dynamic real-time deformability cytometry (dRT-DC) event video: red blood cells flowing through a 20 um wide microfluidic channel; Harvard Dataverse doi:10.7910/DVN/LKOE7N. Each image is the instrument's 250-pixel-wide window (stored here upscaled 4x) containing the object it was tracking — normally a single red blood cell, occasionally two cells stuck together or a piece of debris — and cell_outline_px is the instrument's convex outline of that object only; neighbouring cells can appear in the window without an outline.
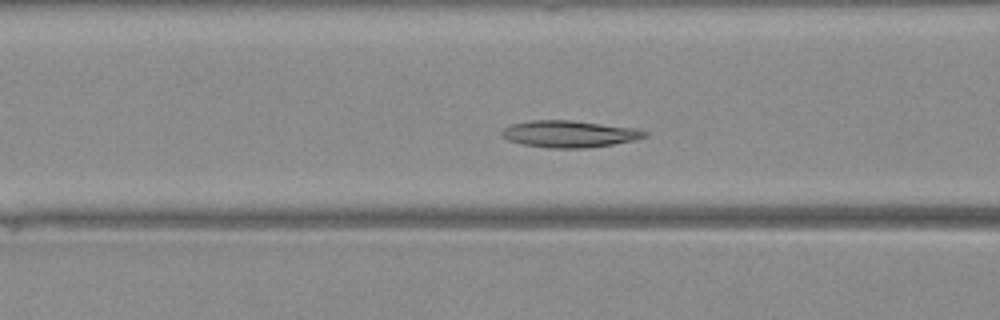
{"species": "Egyptian fruit bat (a non-hibernating species)", "species_latin": "Rousettus aegyptiacus", "temperature_condition": "warm", "stored_images_in_passage": 37, "camera_frame_rate_fps": 3000, "um_per_image_px": 0.085, "animal": {"sex": "female"}, "frame": {"image": 1, "passage_image": 11, "time_ms": 3.333, "image_size_px": [1000, 320], "cell_outline_px": [[648, 136], [636, 140], [588, 148], [548, 148], [524, 144], [508, 140], [500, 132], [504, 128], [512, 124], [532, 120], [572, 120], [636, 128], [648, 132]], "centroid_in_image_um": [48.43, 11.38], "position_along_channel_um": 118.2, "area_um2": 22.31}}
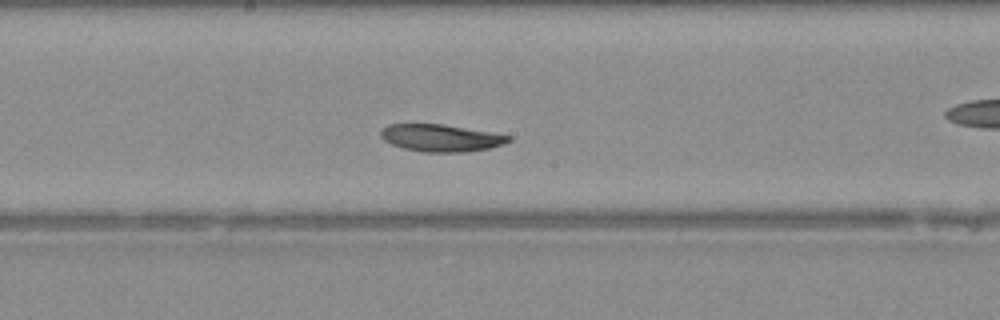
{"frame": {"image": 2, "passage_image": 17, "time_ms": 5.333, "image_size_px": [1000, 320], "cell_outline_px": [[512, 140], [504, 144], [488, 148], [468, 152], [424, 152], [404, 148], [392, 144], [384, 140], [380, 136], [380, 132], [388, 124], [440, 124], [512, 136]], "centroid_in_image_um": [37.47, 11.73], "position_along_channel_um": 210.7, "area_um2": 20.0}}
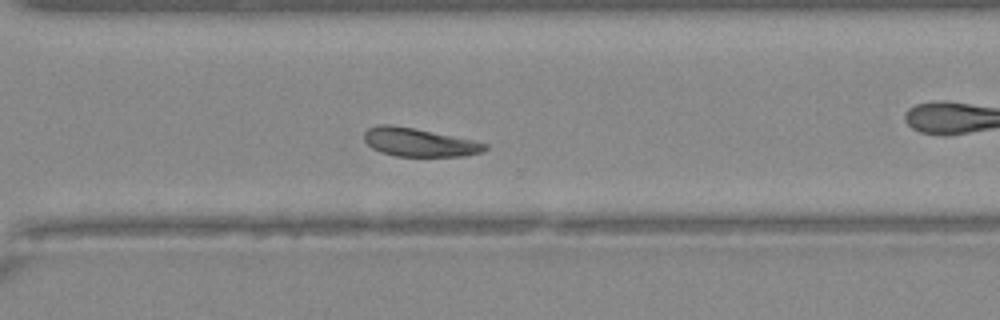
{"frame": {"image": 3, "passage_image": 25, "time_ms": 8.0, "image_size_px": [1000, 320], "cell_outline_px": [[488, 148], [484, 152], [464, 156], [396, 156], [380, 152], [372, 148], [364, 140], [364, 132], [368, 128], [380, 124], [388, 124], [412, 128], [472, 140], [488, 144]], "centroid_in_image_um": [35.62, 12.11], "position_along_channel_um": 335.0, "area_um2": 19.83}}